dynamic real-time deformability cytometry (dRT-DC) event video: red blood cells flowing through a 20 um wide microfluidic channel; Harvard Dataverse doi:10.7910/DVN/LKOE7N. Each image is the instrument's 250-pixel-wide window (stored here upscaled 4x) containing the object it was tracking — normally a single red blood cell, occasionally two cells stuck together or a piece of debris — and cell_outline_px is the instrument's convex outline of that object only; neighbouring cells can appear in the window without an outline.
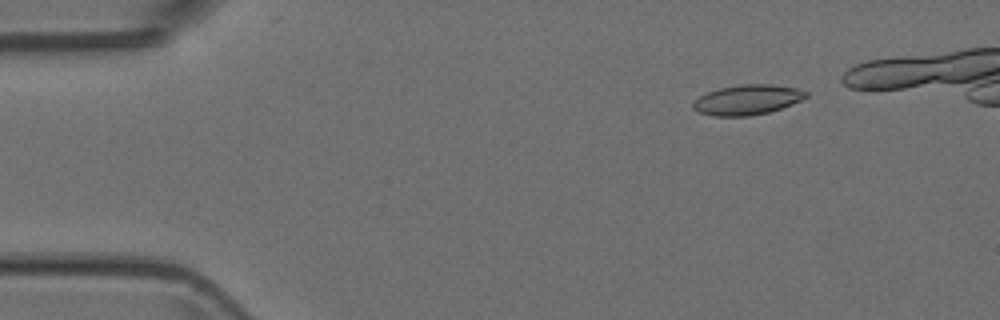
{"species": "Egyptian fruit bat (a non-hibernating species)", "species_latin": "Rousettus aegyptiacus", "temperature_condition": "room temperature", "stored_images_in_passage": 7, "camera_frame_rate_fps": 3000, "um_per_image_px": 0.085, "animal": {"sex": "female"}, "frame": {"image": 1, "passage_image": 2, "time_ms": 0.333, "image_size_px": [1000, 320], "cell_outline_px": [[808, 96], [792, 104], [768, 112], [748, 116], [712, 116], [700, 112], [692, 108], [692, 104], [700, 96], [708, 92], [720, 88], [744, 84], [772, 84], [796, 88], [808, 92]], "centroid_in_image_um": [63.53, 8.48], "position_along_channel_um": 21.5, "area_um2": 19.54}}
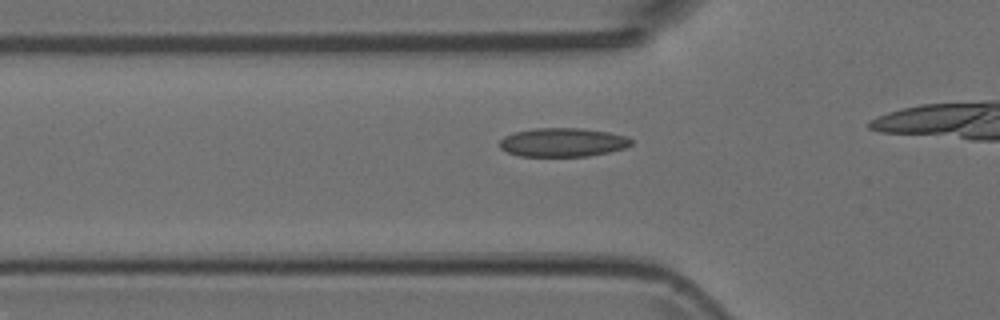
{"frame": {"image": 2, "passage_image": 6, "time_ms": 1.667, "image_size_px": [1000, 320], "cell_outline_px": [[632, 144], [624, 148], [608, 152], [588, 156], [520, 156], [508, 152], [500, 148], [500, 140], [504, 136], [516, 132], [536, 128], [580, 128], [608, 132], [628, 136], [632, 140]], "centroid_in_image_um": [47.85, 12.1], "position_along_channel_um": 78.0, "area_um2": 21.96}}